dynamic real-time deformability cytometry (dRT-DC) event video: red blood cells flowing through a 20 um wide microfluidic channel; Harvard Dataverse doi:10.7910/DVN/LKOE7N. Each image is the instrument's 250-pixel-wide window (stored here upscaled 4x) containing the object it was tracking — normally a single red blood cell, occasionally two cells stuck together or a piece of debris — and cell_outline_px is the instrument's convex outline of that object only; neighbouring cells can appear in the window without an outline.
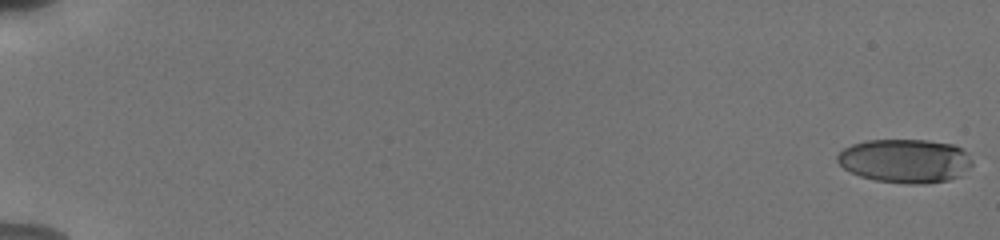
{"species": "human", "species_latin": "Homo sapiens", "temperature_condition": "cold", "stored_images_in_passage": 56, "camera_frame_rate_fps": 3000, "um_per_image_px": 0.085, "donor": {"sex": "male"}, "frame": {"image": 1, "passage_image": 1, "time_ms": 0.0, "image_size_px": [1000, 240], "cell_outline_px": [[972, 164], [960, 176], [948, 180], [924, 184], [904, 184], [876, 180], [860, 176], [844, 168], [836, 160], [836, 156], [844, 148], [852, 144], [864, 140], [928, 140], [952, 144], [960, 148], [972, 160]], "centroid_in_image_um": [76.91, 13.67], "position_along_channel_um": 8.1, "area_um2": 34.39}}
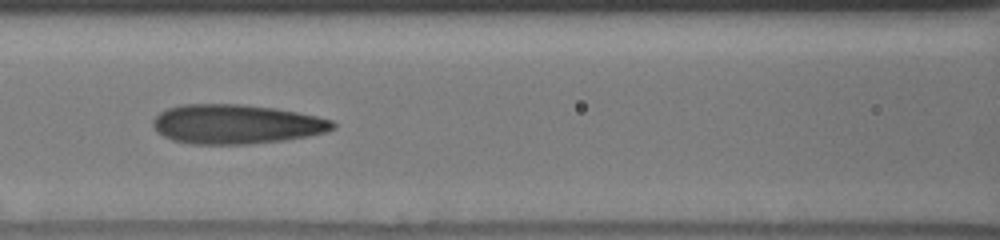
{"frame": {"image": 2, "passage_image": 28, "time_ms": 9.0, "image_size_px": [1000, 240], "cell_outline_px": [[336, 128], [328, 132], [308, 136], [284, 140], [248, 144], [192, 144], [172, 140], [156, 132], [152, 124], [152, 120], [160, 112], [168, 108], [180, 104], [244, 104], [276, 108], [316, 116], [332, 120], [336, 124]], "centroid_in_image_um": [20.07, 10.55], "position_along_channel_um": 146.5, "area_um2": 41.56}}
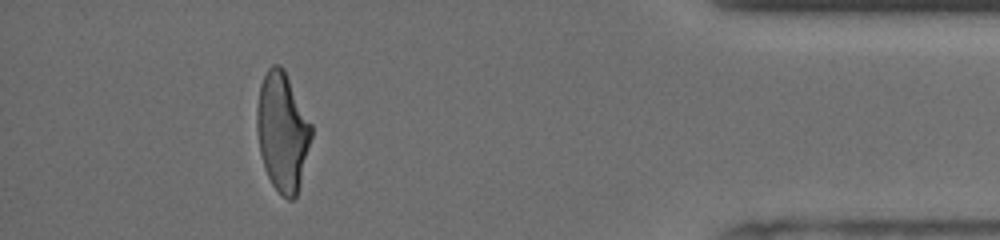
{"frame": {"image": 3, "passage_image": 52, "time_ms": 17.0, "image_size_px": [1000, 240], "cell_outline_px": [[312, 136], [300, 184], [296, 196], [292, 200], [288, 200], [272, 184], [264, 168], [260, 152], [256, 128], [256, 108], [260, 84], [268, 68], [272, 64], [280, 64], [284, 68], [312, 124]], "centroid_in_image_um": [24.0, 11.16], "position_along_channel_um": 411.2, "area_um2": 37.8}, "authors_computed_cell_mechanics": {"area_um2": 39.1884, "velocity_mm_per_s": 3.8148, "shape_relaxation_time_tau1_ms": 5.7096, "shape_relaxation_time_tau2_ms": 1.4645, "deformation_change_tau1": 0.2245, "deformation_change_tau2": 0.1037}}